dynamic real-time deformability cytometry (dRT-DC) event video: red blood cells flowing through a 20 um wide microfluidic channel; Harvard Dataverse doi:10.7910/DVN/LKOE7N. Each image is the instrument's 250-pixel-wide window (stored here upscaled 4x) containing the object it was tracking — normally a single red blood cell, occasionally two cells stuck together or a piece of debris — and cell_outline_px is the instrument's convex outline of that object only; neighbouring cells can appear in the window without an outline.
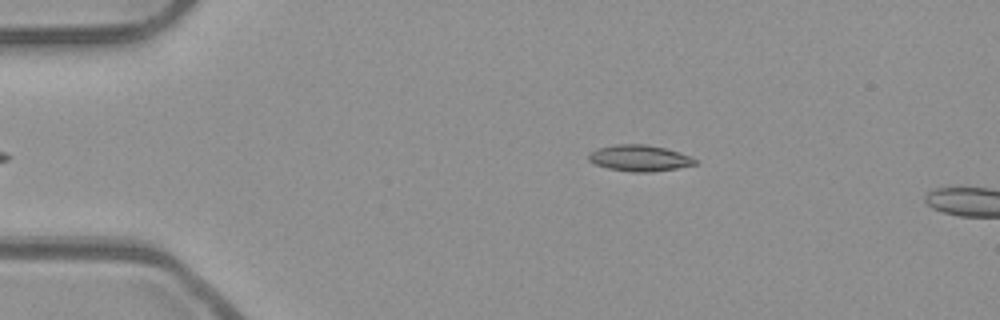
{"species": "common noctule bat (a hibernating species)", "species_latin": "Nyctalus noctula", "temperature_condition": "room temperature", "stored_images_in_passage": 38, "camera_frame_rate_fps": 3000, "um_per_image_px": 0.085, "animal": {"sex": "male", "body_mass_g": 23.1, "forearm_length_mm": 52.7}, "frame": {"image": 1, "passage_image": 4, "time_ms": 1.0, "image_size_px": [1000, 320], "cell_outline_px": [[696, 164], [676, 168], [648, 172], [632, 172], [608, 168], [596, 164], [588, 160], [588, 156], [596, 148], [616, 144], [644, 144], [664, 148], [680, 152], [696, 160]], "centroid_in_image_um": [54.33, 13.43], "position_along_channel_um": 30.7, "area_um2": 16.01}}
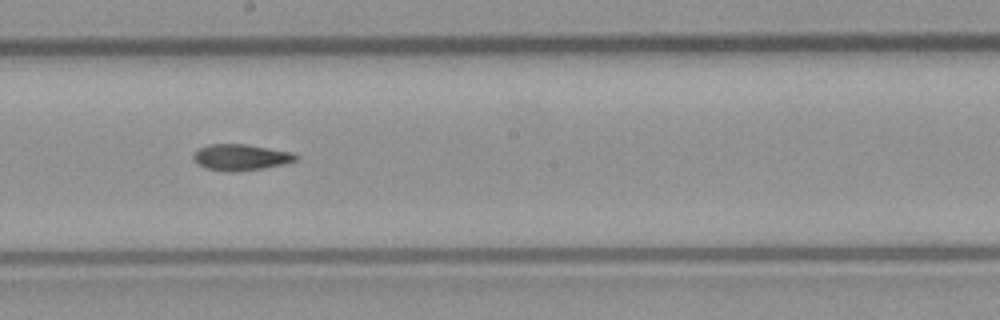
{"frame": {"image": 2, "passage_image": 23, "time_ms": 7.333, "image_size_px": [1000, 320], "cell_outline_px": [[296, 160], [284, 164], [236, 172], [204, 168], [192, 156], [200, 148], [208, 144], [244, 144], [292, 152], [296, 156]], "centroid_in_image_um": [20.46, 13.36], "position_along_channel_um": 227.7, "area_um2": 15.2}}
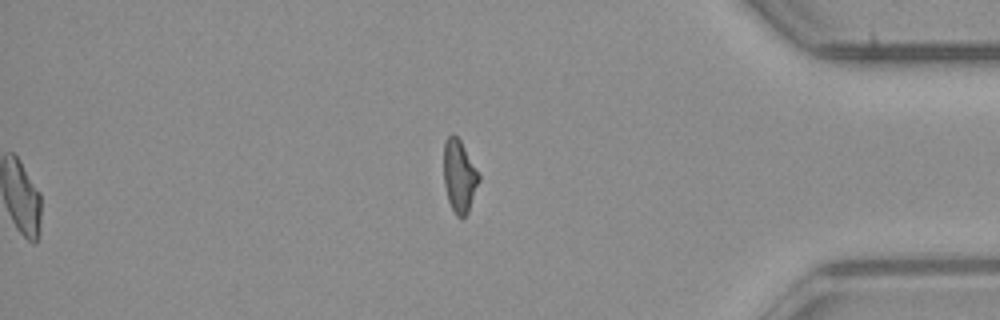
{"frame": {"image": 3, "passage_image": 38, "time_ms": 12.333, "image_size_px": [1000, 320], "cell_outline_px": [[480, 180], [468, 212], [464, 216], [456, 216], [448, 200], [444, 184], [444, 144], [448, 136], [452, 132], [460, 140], [480, 176]], "centroid_in_image_um": [39.03, 14.96], "position_along_channel_um": 396.2, "area_um2": 14.62}, "authors_computed_cell_mechanics": {"area_um2": 15.4904, "velocity_mm_per_s": 3.9847, "shape_relaxation_time_tau1_ms": null, "shape_relaxation_time_tau2_ms": 5.9684, "deformation_change_tau1": null, "deformation_change_tau2": 0.1376}}